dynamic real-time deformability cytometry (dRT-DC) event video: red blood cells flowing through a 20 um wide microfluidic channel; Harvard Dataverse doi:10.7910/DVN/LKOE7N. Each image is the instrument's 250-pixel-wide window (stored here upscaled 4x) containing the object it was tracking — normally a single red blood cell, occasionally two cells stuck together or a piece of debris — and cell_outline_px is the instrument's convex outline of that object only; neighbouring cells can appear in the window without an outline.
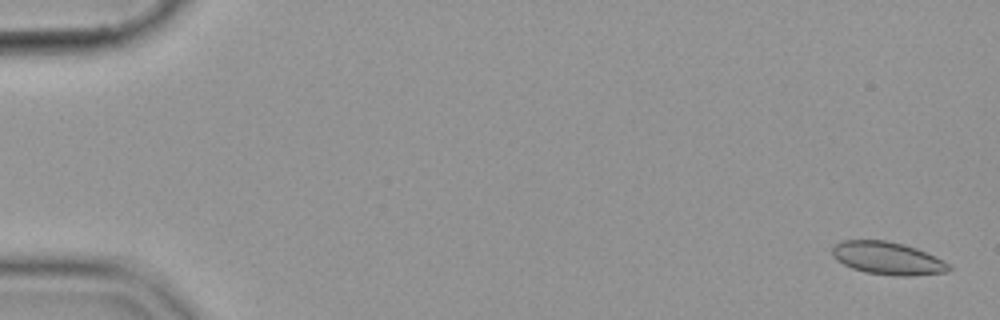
{"species": "common noctule bat (a hibernating species)", "species_latin": "Nyctalus noctula", "temperature_condition": "cold", "stored_images_in_passage": 55, "camera_frame_rate_fps": 3000, "um_per_image_px": 0.085, "animal": {"sex": "female", "body_mass_g": 19.9}, "frame": {"image": 1, "passage_image": 2, "time_ms": 0.333, "image_size_px": [1000, 320], "cell_outline_px": [[952, 268], [948, 272], [912, 276], [896, 276], [868, 272], [852, 268], [836, 260], [832, 256], [832, 248], [836, 244], [844, 240], [884, 240], [904, 244], [916, 248], [936, 256], [944, 260]], "centroid_in_image_um": [75.48, 21.95], "position_along_channel_um": 9.5, "area_um2": 22.25}}
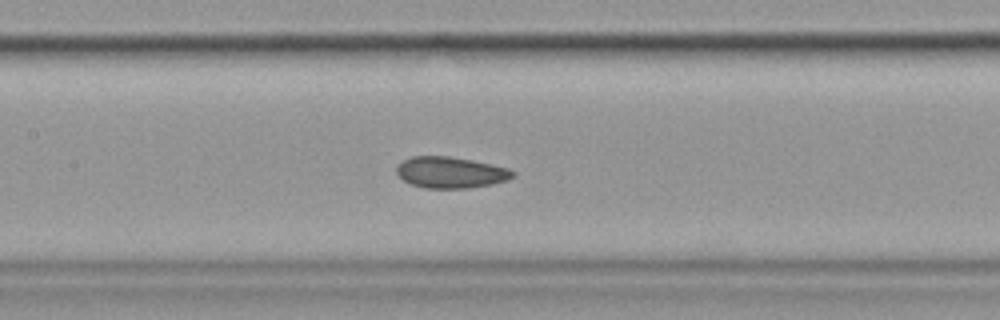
{"frame": {"image": 2, "passage_image": 27, "time_ms": 8.667, "image_size_px": [1000, 320], "cell_outline_px": [[516, 176], [508, 180], [492, 184], [468, 188], [424, 188], [412, 184], [404, 180], [396, 172], [396, 164], [412, 156], [448, 156], [472, 160], [492, 164], [508, 168], [516, 172]], "centroid_in_image_um": [38.33, 14.65], "position_along_channel_um": 169.1, "area_um2": 21.27}}
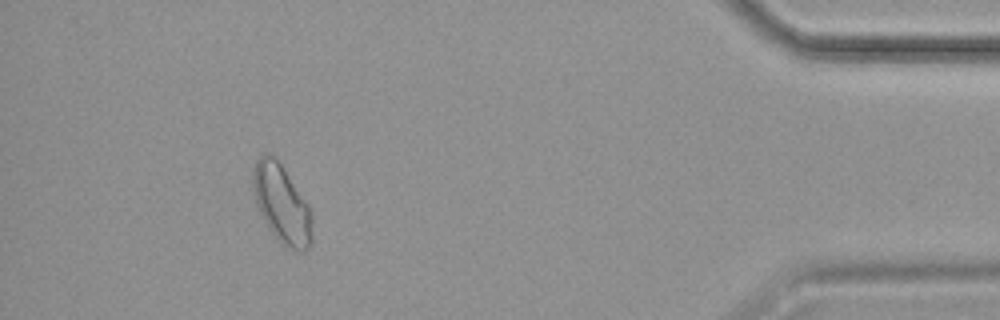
{"frame": {"image": 3, "passage_image": 51, "time_ms": 16.667, "image_size_px": [1000, 320], "cell_outline_px": [[312, 244], [304, 252], [296, 252], [284, 248], [276, 240], [268, 228], [256, 204], [252, 188], [252, 172], [256, 160], [260, 156], [268, 152], [276, 156], [308, 204], [312, 212]], "centroid_in_image_um": [23.95, 17.38], "position_along_channel_um": 411.2, "area_um2": 27.8}}